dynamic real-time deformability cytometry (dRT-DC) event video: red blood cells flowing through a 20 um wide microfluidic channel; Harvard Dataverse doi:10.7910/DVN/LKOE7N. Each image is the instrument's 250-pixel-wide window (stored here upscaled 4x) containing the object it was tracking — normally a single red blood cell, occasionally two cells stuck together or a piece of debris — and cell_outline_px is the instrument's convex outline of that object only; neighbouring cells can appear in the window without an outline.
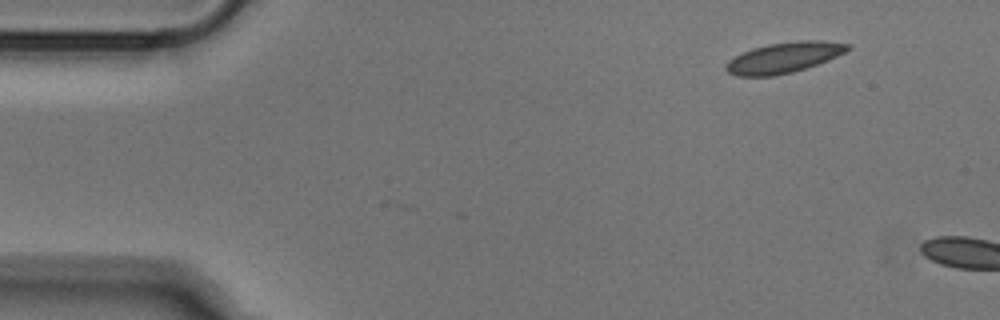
{"species": "Egyptian fruit bat (a non-hibernating species)", "species_latin": "Rousettus aegyptiacus", "temperature_condition": "cold", "stored_images_in_passage": 3, "camera_frame_rate_fps": 3000, "um_per_image_px": 0.085, "animal": {"sex": "male"}, "frame": {"image": 1, "passage_image": 1, "time_ms": 0.0, "image_size_px": [1000, 320], "cell_outline_px": [[848, 48], [844, 52], [828, 60], [792, 72], [776, 76], [736, 76], [728, 72], [724, 68], [728, 60], [752, 48], [768, 44], [800, 40], [820, 40], [848, 44]], "centroid_in_image_um": [66.58, 4.9], "position_along_channel_um": 18.4, "area_um2": 21.39}}